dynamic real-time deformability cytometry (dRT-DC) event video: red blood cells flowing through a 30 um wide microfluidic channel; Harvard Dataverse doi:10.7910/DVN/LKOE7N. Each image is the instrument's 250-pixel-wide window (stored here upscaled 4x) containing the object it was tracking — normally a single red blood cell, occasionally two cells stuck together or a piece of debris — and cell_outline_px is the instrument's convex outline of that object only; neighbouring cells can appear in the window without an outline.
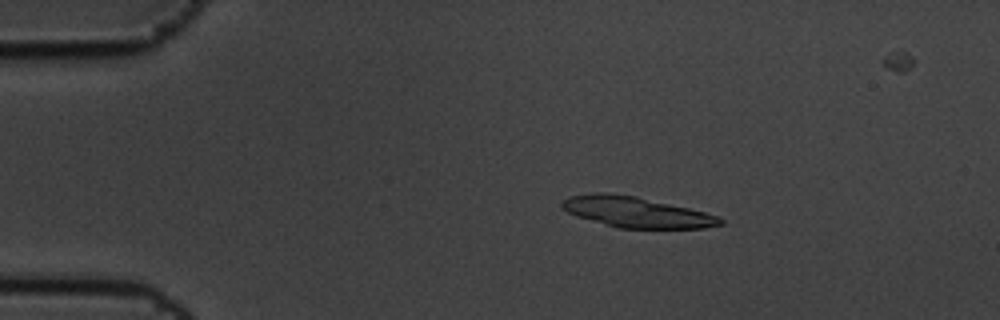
{"species": "common noctule bat (a hibernating species)", "species_latin": "Nyctalus noctula", "temperature_condition": "cold", "stored_images_in_passage": 6, "camera_frame_rate_fps": 3000, "um_per_image_px": 0.085, "animal": {"sex": "male", "body_mass_g": 19.5, "forearm_length_mm": 54.6}, "frame": {"image": 1, "passage_image": 3, "time_ms": 0.667, "image_size_px": [1000, 320], "cell_outline_px": [[724, 224], [704, 228], [616, 228], [576, 216], [568, 212], [560, 204], [568, 196], [592, 192], [604, 192], [636, 196], [688, 208], [720, 216], [724, 220]], "centroid_in_image_um": [54.08, 18.03], "position_along_channel_um": 30.9, "area_um2": 28.26}}